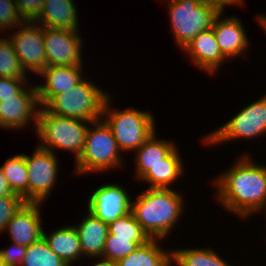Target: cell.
Here are the masks:
<instances>
[{"label": "cell", "mask_w": 266, "mask_h": 266, "mask_svg": "<svg viewBox=\"0 0 266 266\" xmlns=\"http://www.w3.org/2000/svg\"><path fill=\"white\" fill-rule=\"evenodd\" d=\"M247 153L212 179L218 204L243 220L266 212V164H258Z\"/></svg>", "instance_id": "cell-1"}, {"label": "cell", "mask_w": 266, "mask_h": 266, "mask_svg": "<svg viewBox=\"0 0 266 266\" xmlns=\"http://www.w3.org/2000/svg\"><path fill=\"white\" fill-rule=\"evenodd\" d=\"M145 189L132 198L131 213L151 239L167 240L186 212L184 196L175 188Z\"/></svg>", "instance_id": "cell-2"}, {"label": "cell", "mask_w": 266, "mask_h": 266, "mask_svg": "<svg viewBox=\"0 0 266 266\" xmlns=\"http://www.w3.org/2000/svg\"><path fill=\"white\" fill-rule=\"evenodd\" d=\"M124 162L112 130L101 118L89 124L84 149L74 163L73 174L83 176L88 173H100L101 175L111 169L116 171L118 168L123 169Z\"/></svg>", "instance_id": "cell-3"}, {"label": "cell", "mask_w": 266, "mask_h": 266, "mask_svg": "<svg viewBox=\"0 0 266 266\" xmlns=\"http://www.w3.org/2000/svg\"><path fill=\"white\" fill-rule=\"evenodd\" d=\"M77 118H69L48 112L41 106L35 135L38 146L57 155V150L71 152L75 162L81 155L89 124Z\"/></svg>", "instance_id": "cell-4"}, {"label": "cell", "mask_w": 266, "mask_h": 266, "mask_svg": "<svg viewBox=\"0 0 266 266\" xmlns=\"http://www.w3.org/2000/svg\"><path fill=\"white\" fill-rule=\"evenodd\" d=\"M113 98L108 97L102 119L112 130L120 151L134 153L156 131L154 114L132 106L125 110L113 108Z\"/></svg>", "instance_id": "cell-5"}, {"label": "cell", "mask_w": 266, "mask_h": 266, "mask_svg": "<svg viewBox=\"0 0 266 266\" xmlns=\"http://www.w3.org/2000/svg\"><path fill=\"white\" fill-rule=\"evenodd\" d=\"M85 78L73 88L54 95L43 107L50 113L94 122L102 118L105 103L110 96L107 91ZM88 78V79H87Z\"/></svg>", "instance_id": "cell-6"}, {"label": "cell", "mask_w": 266, "mask_h": 266, "mask_svg": "<svg viewBox=\"0 0 266 266\" xmlns=\"http://www.w3.org/2000/svg\"><path fill=\"white\" fill-rule=\"evenodd\" d=\"M165 5L170 33L181 51L199 33L211 29L221 12L218 7L197 0H167Z\"/></svg>", "instance_id": "cell-7"}, {"label": "cell", "mask_w": 266, "mask_h": 266, "mask_svg": "<svg viewBox=\"0 0 266 266\" xmlns=\"http://www.w3.org/2000/svg\"><path fill=\"white\" fill-rule=\"evenodd\" d=\"M266 134V94L260 99L243 106L234 117L227 120L222 126L203 136L202 143L209 146H218L229 141L250 140L263 137ZM263 135V136H262Z\"/></svg>", "instance_id": "cell-8"}, {"label": "cell", "mask_w": 266, "mask_h": 266, "mask_svg": "<svg viewBox=\"0 0 266 266\" xmlns=\"http://www.w3.org/2000/svg\"><path fill=\"white\" fill-rule=\"evenodd\" d=\"M32 156V157H31ZM25 155L28 171V202H46L59 178L58 155L35 147L32 155Z\"/></svg>", "instance_id": "cell-9"}, {"label": "cell", "mask_w": 266, "mask_h": 266, "mask_svg": "<svg viewBox=\"0 0 266 266\" xmlns=\"http://www.w3.org/2000/svg\"><path fill=\"white\" fill-rule=\"evenodd\" d=\"M17 28V29H16ZM7 36L27 73L38 75L47 67L43 26L36 21H23Z\"/></svg>", "instance_id": "cell-10"}, {"label": "cell", "mask_w": 266, "mask_h": 266, "mask_svg": "<svg viewBox=\"0 0 266 266\" xmlns=\"http://www.w3.org/2000/svg\"><path fill=\"white\" fill-rule=\"evenodd\" d=\"M79 32V30L43 27L47 66L85 67L82 59L85 43Z\"/></svg>", "instance_id": "cell-11"}, {"label": "cell", "mask_w": 266, "mask_h": 266, "mask_svg": "<svg viewBox=\"0 0 266 266\" xmlns=\"http://www.w3.org/2000/svg\"><path fill=\"white\" fill-rule=\"evenodd\" d=\"M40 108L36 85L28 84L16 97L0 101V128L14 132L33 126L35 131Z\"/></svg>", "instance_id": "cell-12"}, {"label": "cell", "mask_w": 266, "mask_h": 266, "mask_svg": "<svg viewBox=\"0 0 266 266\" xmlns=\"http://www.w3.org/2000/svg\"><path fill=\"white\" fill-rule=\"evenodd\" d=\"M119 183H105L97 187L88 199L87 211L106 224L131 212V194Z\"/></svg>", "instance_id": "cell-13"}, {"label": "cell", "mask_w": 266, "mask_h": 266, "mask_svg": "<svg viewBox=\"0 0 266 266\" xmlns=\"http://www.w3.org/2000/svg\"><path fill=\"white\" fill-rule=\"evenodd\" d=\"M223 11L215 18L213 33L222 54L231 62L232 58L245 59L250 45L244 25L238 16L223 17ZM246 55V56H245ZM231 59V60H230Z\"/></svg>", "instance_id": "cell-14"}, {"label": "cell", "mask_w": 266, "mask_h": 266, "mask_svg": "<svg viewBox=\"0 0 266 266\" xmlns=\"http://www.w3.org/2000/svg\"><path fill=\"white\" fill-rule=\"evenodd\" d=\"M43 203L25 202L8 222L4 233L9 240L28 247L42 237L43 223L41 209Z\"/></svg>", "instance_id": "cell-15"}, {"label": "cell", "mask_w": 266, "mask_h": 266, "mask_svg": "<svg viewBox=\"0 0 266 266\" xmlns=\"http://www.w3.org/2000/svg\"><path fill=\"white\" fill-rule=\"evenodd\" d=\"M181 52L190 58L199 71L211 76H216L221 66L229 61L222 54L212 28L199 33Z\"/></svg>", "instance_id": "cell-16"}, {"label": "cell", "mask_w": 266, "mask_h": 266, "mask_svg": "<svg viewBox=\"0 0 266 266\" xmlns=\"http://www.w3.org/2000/svg\"><path fill=\"white\" fill-rule=\"evenodd\" d=\"M81 66H47L38 75L43 82L36 84L41 106H44L54 95L65 92L80 83L86 76ZM84 73V74H83ZM84 75V76H82Z\"/></svg>", "instance_id": "cell-17"}, {"label": "cell", "mask_w": 266, "mask_h": 266, "mask_svg": "<svg viewBox=\"0 0 266 266\" xmlns=\"http://www.w3.org/2000/svg\"><path fill=\"white\" fill-rule=\"evenodd\" d=\"M74 226L79 235L83 257L99 261L109 232L108 224L87 211L84 218Z\"/></svg>", "instance_id": "cell-18"}, {"label": "cell", "mask_w": 266, "mask_h": 266, "mask_svg": "<svg viewBox=\"0 0 266 266\" xmlns=\"http://www.w3.org/2000/svg\"><path fill=\"white\" fill-rule=\"evenodd\" d=\"M155 131L134 153V178L140 180L152 167L163 162L176 147L175 141L160 139Z\"/></svg>", "instance_id": "cell-19"}, {"label": "cell", "mask_w": 266, "mask_h": 266, "mask_svg": "<svg viewBox=\"0 0 266 266\" xmlns=\"http://www.w3.org/2000/svg\"><path fill=\"white\" fill-rule=\"evenodd\" d=\"M77 10L75 0H45L35 21L46 28L80 30Z\"/></svg>", "instance_id": "cell-20"}, {"label": "cell", "mask_w": 266, "mask_h": 266, "mask_svg": "<svg viewBox=\"0 0 266 266\" xmlns=\"http://www.w3.org/2000/svg\"><path fill=\"white\" fill-rule=\"evenodd\" d=\"M42 237L49 248L69 266H74L82 259L86 260L82 255L79 235L74 224L59 227L48 234L43 228Z\"/></svg>", "instance_id": "cell-21"}, {"label": "cell", "mask_w": 266, "mask_h": 266, "mask_svg": "<svg viewBox=\"0 0 266 266\" xmlns=\"http://www.w3.org/2000/svg\"><path fill=\"white\" fill-rule=\"evenodd\" d=\"M178 147L163 162L152 167L139 181L148 184L147 188L172 189L175 181L185 178V167ZM184 175V176H183ZM178 179V180H177Z\"/></svg>", "instance_id": "cell-22"}, {"label": "cell", "mask_w": 266, "mask_h": 266, "mask_svg": "<svg viewBox=\"0 0 266 266\" xmlns=\"http://www.w3.org/2000/svg\"><path fill=\"white\" fill-rule=\"evenodd\" d=\"M162 239H151L128 256L115 263L116 266H172V250L161 246Z\"/></svg>", "instance_id": "cell-23"}, {"label": "cell", "mask_w": 266, "mask_h": 266, "mask_svg": "<svg viewBox=\"0 0 266 266\" xmlns=\"http://www.w3.org/2000/svg\"><path fill=\"white\" fill-rule=\"evenodd\" d=\"M198 248H171L172 266H233L214 247Z\"/></svg>", "instance_id": "cell-24"}, {"label": "cell", "mask_w": 266, "mask_h": 266, "mask_svg": "<svg viewBox=\"0 0 266 266\" xmlns=\"http://www.w3.org/2000/svg\"><path fill=\"white\" fill-rule=\"evenodd\" d=\"M14 194L28 202V171L25 154H16L5 160L0 166Z\"/></svg>", "instance_id": "cell-25"}, {"label": "cell", "mask_w": 266, "mask_h": 266, "mask_svg": "<svg viewBox=\"0 0 266 266\" xmlns=\"http://www.w3.org/2000/svg\"><path fill=\"white\" fill-rule=\"evenodd\" d=\"M20 266H69L56 255L43 237L26 248V254Z\"/></svg>", "instance_id": "cell-26"}, {"label": "cell", "mask_w": 266, "mask_h": 266, "mask_svg": "<svg viewBox=\"0 0 266 266\" xmlns=\"http://www.w3.org/2000/svg\"><path fill=\"white\" fill-rule=\"evenodd\" d=\"M0 77L27 78L30 76L21 65L9 37H0Z\"/></svg>", "instance_id": "cell-27"}, {"label": "cell", "mask_w": 266, "mask_h": 266, "mask_svg": "<svg viewBox=\"0 0 266 266\" xmlns=\"http://www.w3.org/2000/svg\"><path fill=\"white\" fill-rule=\"evenodd\" d=\"M109 233L114 238H131L132 242H148L151 238L143 230L130 212L108 225Z\"/></svg>", "instance_id": "cell-28"}, {"label": "cell", "mask_w": 266, "mask_h": 266, "mask_svg": "<svg viewBox=\"0 0 266 266\" xmlns=\"http://www.w3.org/2000/svg\"><path fill=\"white\" fill-rule=\"evenodd\" d=\"M145 243L147 242H132L131 238H114V235L108 232L99 261L115 264Z\"/></svg>", "instance_id": "cell-29"}, {"label": "cell", "mask_w": 266, "mask_h": 266, "mask_svg": "<svg viewBox=\"0 0 266 266\" xmlns=\"http://www.w3.org/2000/svg\"><path fill=\"white\" fill-rule=\"evenodd\" d=\"M23 20L20 17L15 1L13 0H0V32L13 30Z\"/></svg>", "instance_id": "cell-30"}, {"label": "cell", "mask_w": 266, "mask_h": 266, "mask_svg": "<svg viewBox=\"0 0 266 266\" xmlns=\"http://www.w3.org/2000/svg\"><path fill=\"white\" fill-rule=\"evenodd\" d=\"M25 202L20 196L0 197V236L4 233L10 219Z\"/></svg>", "instance_id": "cell-31"}, {"label": "cell", "mask_w": 266, "mask_h": 266, "mask_svg": "<svg viewBox=\"0 0 266 266\" xmlns=\"http://www.w3.org/2000/svg\"><path fill=\"white\" fill-rule=\"evenodd\" d=\"M45 0H16L18 13L23 21H35L41 14Z\"/></svg>", "instance_id": "cell-32"}, {"label": "cell", "mask_w": 266, "mask_h": 266, "mask_svg": "<svg viewBox=\"0 0 266 266\" xmlns=\"http://www.w3.org/2000/svg\"><path fill=\"white\" fill-rule=\"evenodd\" d=\"M27 79L0 77V101H2V98L19 95L27 87L26 84H31Z\"/></svg>", "instance_id": "cell-33"}, {"label": "cell", "mask_w": 266, "mask_h": 266, "mask_svg": "<svg viewBox=\"0 0 266 266\" xmlns=\"http://www.w3.org/2000/svg\"><path fill=\"white\" fill-rule=\"evenodd\" d=\"M26 248L10 241V246L0 249V257L7 266H20L26 254Z\"/></svg>", "instance_id": "cell-34"}, {"label": "cell", "mask_w": 266, "mask_h": 266, "mask_svg": "<svg viewBox=\"0 0 266 266\" xmlns=\"http://www.w3.org/2000/svg\"><path fill=\"white\" fill-rule=\"evenodd\" d=\"M200 3L210 4L218 7L221 11L225 12V8L228 6L244 7L245 0H197ZM243 5V6H242Z\"/></svg>", "instance_id": "cell-35"}, {"label": "cell", "mask_w": 266, "mask_h": 266, "mask_svg": "<svg viewBox=\"0 0 266 266\" xmlns=\"http://www.w3.org/2000/svg\"><path fill=\"white\" fill-rule=\"evenodd\" d=\"M1 196H19V195L13 193L6 177L4 176L2 170L0 169V197Z\"/></svg>", "instance_id": "cell-36"}, {"label": "cell", "mask_w": 266, "mask_h": 266, "mask_svg": "<svg viewBox=\"0 0 266 266\" xmlns=\"http://www.w3.org/2000/svg\"><path fill=\"white\" fill-rule=\"evenodd\" d=\"M256 18V23L260 25L262 30H264V33L266 34V15L265 14H258L255 16Z\"/></svg>", "instance_id": "cell-37"}, {"label": "cell", "mask_w": 266, "mask_h": 266, "mask_svg": "<svg viewBox=\"0 0 266 266\" xmlns=\"http://www.w3.org/2000/svg\"><path fill=\"white\" fill-rule=\"evenodd\" d=\"M93 262H94V264H92L91 266H116L115 264H113V263H105V262H101V261H94V260H92Z\"/></svg>", "instance_id": "cell-38"}, {"label": "cell", "mask_w": 266, "mask_h": 266, "mask_svg": "<svg viewBox=\"0 0 266 266\" xmlns=\"http://www.w3.org/2000/svg\"><path fill=\"white\" fill-rule=\"evenodd\" d=\"M0 266H7L0 257Z\"/></svg>", "instance_id": "cell-39"}]
</instances>
